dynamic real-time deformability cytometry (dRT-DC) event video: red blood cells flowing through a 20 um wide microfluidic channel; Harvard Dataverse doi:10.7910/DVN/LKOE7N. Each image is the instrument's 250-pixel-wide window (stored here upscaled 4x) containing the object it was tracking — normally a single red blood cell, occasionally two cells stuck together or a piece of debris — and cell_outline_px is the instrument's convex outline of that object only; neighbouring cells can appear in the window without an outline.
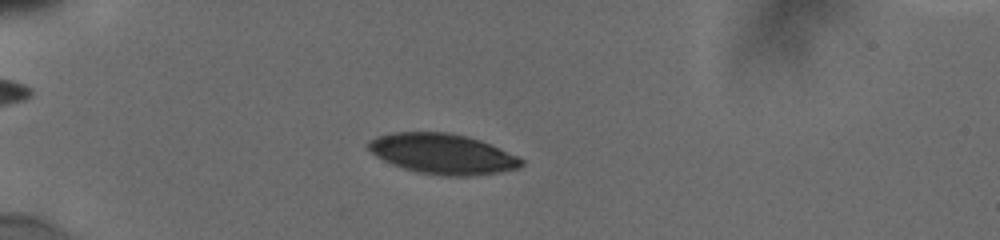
{"species": "human", "species_latin": "Homo sapiens", "temperature_condition": "cold", "stored_images_in_passage": 25, "camera_frame_rate_fps": 3000, "um_per_image_px": 0.085, "donor": {"sex": "male"}, "frame": {"image": 1, "passage_image": 10, "time_ms": 5.0, "image_size_px": [1000, 240], "cell_outline_px": [[524, 164], [520, 168], [500, 172], [472, 176], [440, 176], [416, 172], [392, 164], [376, 156], [368, 148], [368, 140], [376, 136], [392, 132], [444, 132], [464, 136], [480, 140], [516, 156], [524, 160]], "centroid_in_image_um": [37.6, 13.09], "position_along_channel_um": 47.4, "area_um2": 35.84}}
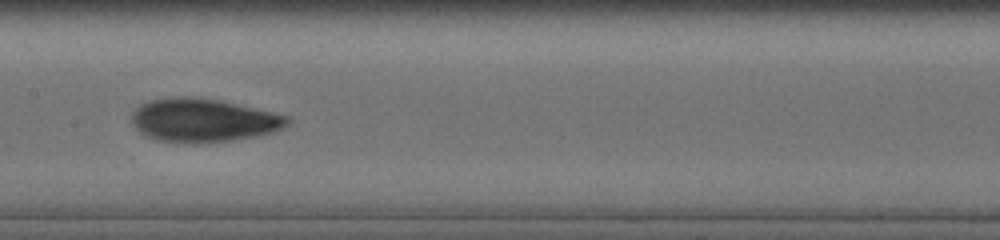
{"frame": {"image": 2, "passage_image": 18, "time_ms": 9.667, "image_size_px": [1000, 240], "cell_outline_px": [[288, 124], [272, 132], [256, 136], [232, 140], [200, 144], [184, 144], [156, 140], [140, 132], [132, 124], [132, 112], [140, 104], [152, 100], [180, 96], [192, 96], [220, 100], [288, 116]], "centroid_in_image_um": [17.23, 10.24], "position_along_channel_um": 190.2, "area_um2": 39.42}}
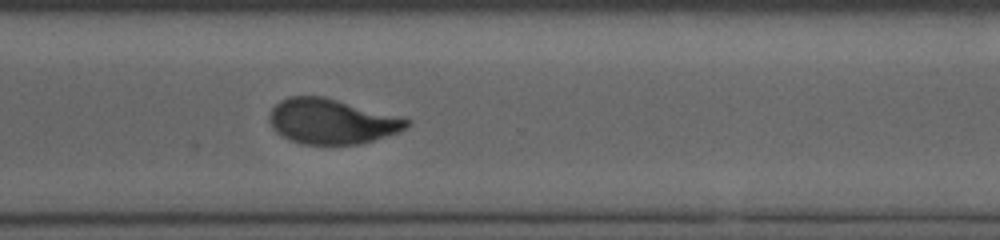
{"frame": {"image": 3, "passage_image": 25, "time_ms": 13.667, "image_size_px": [1000, 240], "cell_outline_px": [[412, 120], [404, 128], [396, 132], [360, 144], [304, 144], [292, 140], [276, 132], [272, 128], [272, 108], [280, 100], [288, 96], [324, 96], [404, 116]], "centroid_in_image_um": [28.24, 10.29], "position_along_channel_um": 342.4, "area_um2": 35.89}}